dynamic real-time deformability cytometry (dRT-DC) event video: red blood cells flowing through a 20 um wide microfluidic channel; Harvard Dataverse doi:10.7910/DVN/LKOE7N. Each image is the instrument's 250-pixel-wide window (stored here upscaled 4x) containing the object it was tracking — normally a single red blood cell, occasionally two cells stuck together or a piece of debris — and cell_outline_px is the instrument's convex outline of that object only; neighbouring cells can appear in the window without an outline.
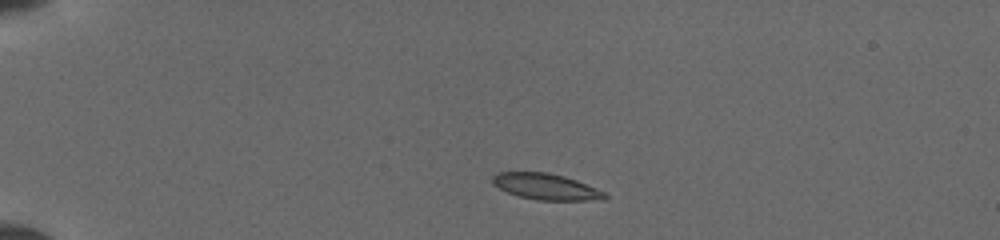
{"species": "common noctule bat (a hibernating species)", "species_latin": "Nyctalus noctula", "temperature_condition": "cold", "stored_images_in_passage": 31, "camera_frame_rate_fps": 3000, "um_per_image_px": 0.085, "animal": {"sex": "female", "body_mass_g": 19.5, "forearm_length_mm": 54.1}, "frame": {"image": 1, "passage_image": 3, "time_ms": 1.0, "image_size_px": [1000, 240], "cell_outline_px": [[608, 196], [604, 200], [536, 200], [520, 196], [508, 192], [492, 184], [492, 176], [500, 172], [548, 172], [564, 176], [576, 180], [596, 188], [604, 192]], "centroid_in_image_um": [46.42, 15.86], "position_along_channel_um": 38.6, "area_um2": 16.99}}
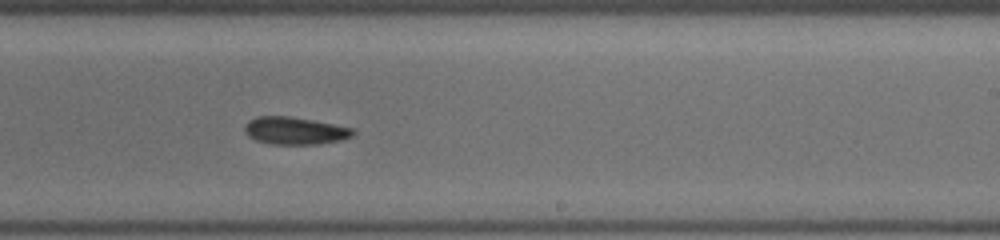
{"frame": {"image": 2, "passage_image": 19, "time_ms": 8.0, "image_size_px": [1000, 240], "cell_outline_px": [[356, 132], [352, 136], [340, 140], [320, 144], [268, 144], [256, 140], [248, 136], [244, 128], [248, 120], [256, 116], [288, 116], [312, 120], [352, 128]], "centroid_in_image_um": [25.04, 11.11], "position_along_channel_um": 264.0, "area_um2": 17.28}}
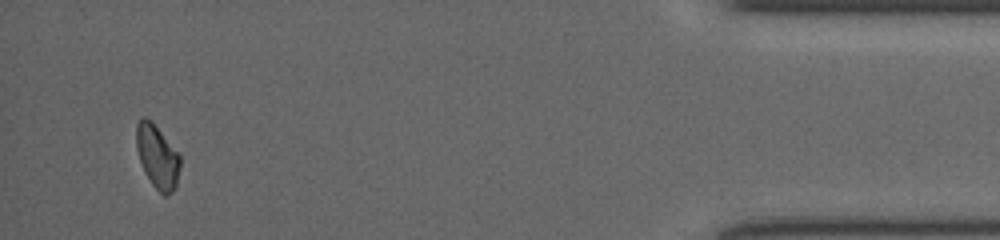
{"frame": {"image": 3, "passage_image": 31, "time_ms": 13.333, "image_size_px": [1000, 240], "cell_outline_px": [[180, 168], [176, 188], [168, 196], [164, 196], [152, 184], [144, 172], [136, 148], [136, 124], [144, 116], [152, 120], [180, 156]], "centroid_in_image_um": [13.37, 13.32], "position_along_channel_um": 421.8, "area_um2": 16.24}}